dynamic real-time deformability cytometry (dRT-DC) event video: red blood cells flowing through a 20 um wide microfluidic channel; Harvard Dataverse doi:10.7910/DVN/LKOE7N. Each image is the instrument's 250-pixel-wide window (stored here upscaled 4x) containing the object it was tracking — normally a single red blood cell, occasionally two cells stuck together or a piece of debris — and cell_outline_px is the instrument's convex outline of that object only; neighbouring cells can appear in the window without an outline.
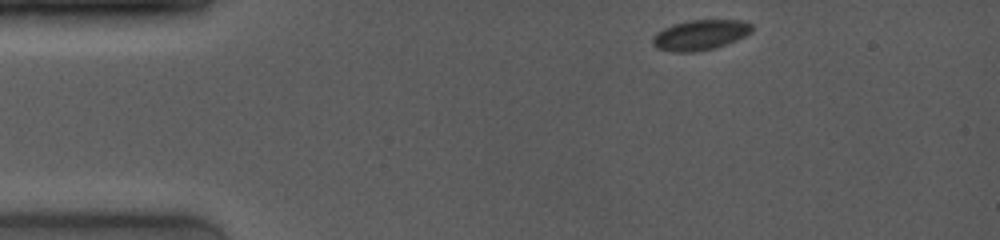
{"species": "common noctule bat (a hibernating species)", "species_latin": "Nyctalus noctula", "temperature_condition": "room temperature", "stored_images_in_passage": 29, "camera_frame_rate_fps": 4000, "um_per_image_px": 0.085, "animal": {"sex": "female", "body_mass_g": 19.0, "forearm_length_mm": 53.3}, "frame": {"image": 1, "passage_image": 1, "time_ms": 0.0, "image_size_px": [1000, 240], "cell_outline_px": [[752, 32], [736, 40], [716, 48], [696, 52], [672, 52], [656, 48], [652, 44], [652, 36], [656, 32], [672, 24], [688, 20], [744, 20], [752, 24]], "centroid_in_image_um": [59.49, 2.97], "position_along_channel_um": 25.5, "area_um2": 17.74}}
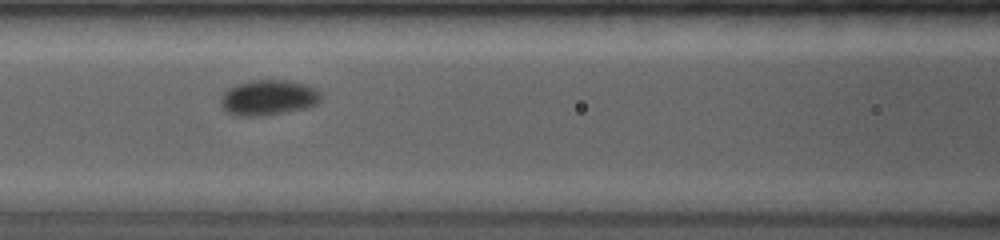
{"frame": {"image": 2, "passage_image": 11, "time_ms": 4.75, "image_size_px": [1000, 240], "cell_outline_px": [[324, 96], [316, 104], [308, 108], [260, 116], [236, 116], [228, 112], [220, 104], [220, 96], [228, 88], [236, 84], [252, 80], [288, 80], [304, 84], [316, 88]], "centroid_in_image_um": [22.82, 8.29], "position_along_channel_um": 143.8, "area_um2": 20.87}}
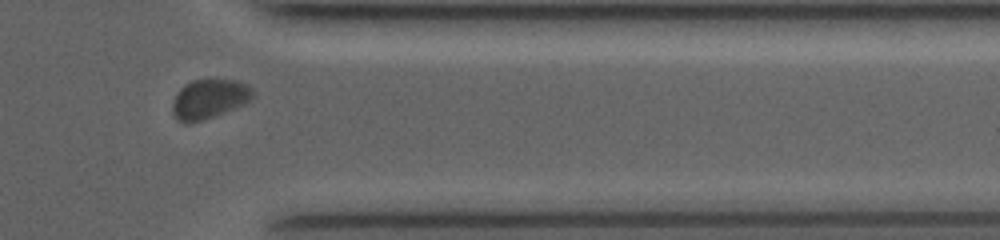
{"frame": {"image": 3, "passage_image": 26, "time_ms": 11.0, "image_size_px": [1000, 240], "cell_outline_px": [[256, 92], [244, 104], [204, 120], [184, 124], [176, 120], [172, 112], [172, 100], [176, 92], [184, 84], [192, 80], [236, 80], [248, 84]], "centroid_in_image_um": [17.74, 8.42], "position_along_channel_um": 393.7, "area_um2": 18.67}}